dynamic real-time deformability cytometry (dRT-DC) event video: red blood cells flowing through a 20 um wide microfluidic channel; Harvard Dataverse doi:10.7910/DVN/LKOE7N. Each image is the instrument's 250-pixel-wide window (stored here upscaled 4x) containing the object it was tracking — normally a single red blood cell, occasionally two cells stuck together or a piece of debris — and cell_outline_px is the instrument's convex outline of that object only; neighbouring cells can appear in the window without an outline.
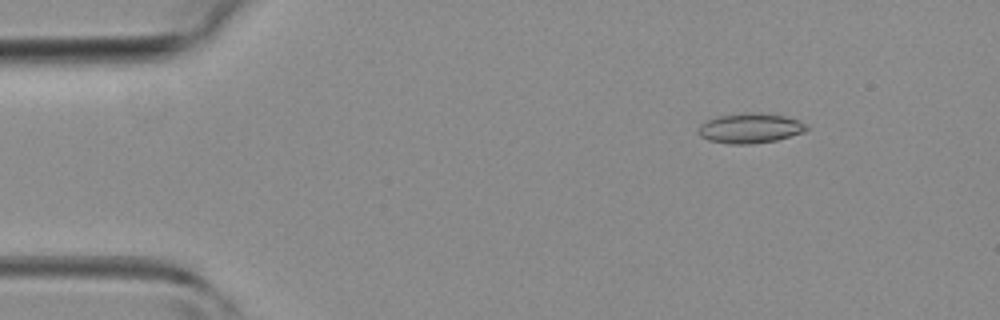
{"species": "common noctule bat (a hibernating species)", "species_latin": "Nyctalus noctula", "temperature_condition": "room temperature", "stored_images_in_passage": 45, "camera_frame_rate_fps": 3000, "um_per_image_px": 0.085, "animal": {"sex": "female", "body_mass_g": 19.3, "forearm_length_mm": 54.1}, "frame": {"image": 1, "passage_image": 6, "time_ms": 1.667, "image_size_px": [1000, 320], "cell_outline_px": [[808, 128], [804, 132], [776, 140], [752, 144], [732, 144], [708, 140], [700, 136], [696, 132], [700, 124], [716, 116], [744, 112], [760, 112], [784, 116], [808, 124]], "centroid_in_image_um": [63.73, 10.89], "position_along_channel_um": 21.3, "area_um2": 19.02}}
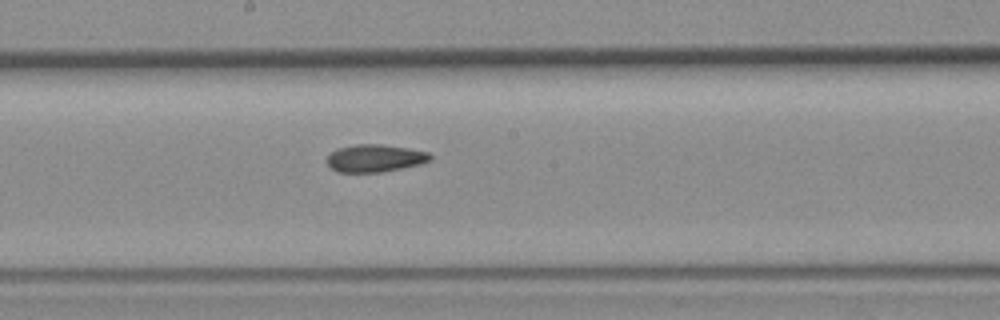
{"frame": {"image": 2, "passage_image": 24, "time_ms": 7.667, "image_size_px": [1000, 320], "cell_outline_px": [[432, 160], [420, 164], [380, 172], [336, 172], [328, 164], [328, 156], [332, 152], [340, 148], [356, 144], [380, 144], [408, 148], [428, 152], [432, 156]], "centroid_in_image_um": [31.9, 13.45], "position_along_channel_um": 216.3, "area_um2": 16.36}}
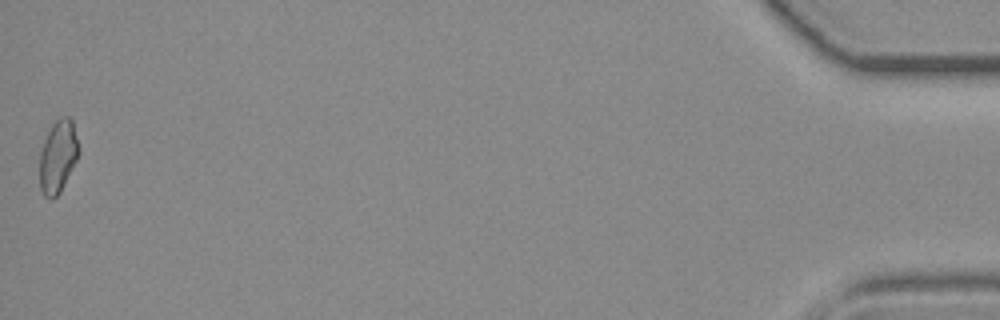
{"frame": {"image": 3, "passage_image": 45, "time_ms": 14.667, "image_size_px": [1000, 320], "cell_outline_px": [[80, 152], [60, 192], [52, 200], [48, 200], [44, 196], [40, 188], [40, 152], [44, 140], [52, 124], [60, 116], [68, 116], [72, 120], [80, 148]], "centroid_in_image_um": [4.93, 13.3], "position_along_channel_um": 430.3, "area_um2": 16.59}}